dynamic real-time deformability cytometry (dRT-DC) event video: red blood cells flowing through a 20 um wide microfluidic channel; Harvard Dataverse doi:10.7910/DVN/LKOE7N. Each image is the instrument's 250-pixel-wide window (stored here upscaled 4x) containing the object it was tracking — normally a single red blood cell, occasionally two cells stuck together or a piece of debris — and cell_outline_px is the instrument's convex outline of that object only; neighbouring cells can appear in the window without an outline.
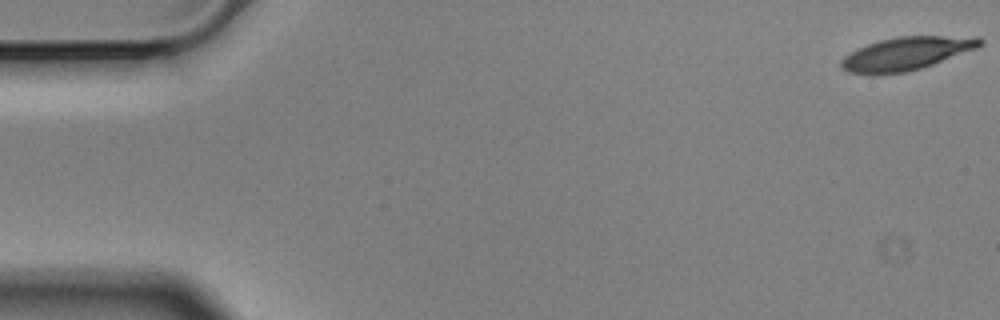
{"species": "Egyptian fruit bat (a non-hibernating species)", "species_latin": "Rousettus aegyptiacus", "temperature_condition": "cold", "stored_images_in_passage": 15, "camera_frame_rate_fps": 3000, "um_per_image_px": 0.085, "animal": {"sex": "male"}, "frame": {"image": 1, "passage_image": 1, "time_ms": 0.0, "image_size_px": [1000, 320], "cell_outline_px": [[984, 44], [976, 48], [932, 64], [920, 68], [904, 72], [876, 76], [872, 76], [848, 72], [840, 68], [840, 60], [844, 56], [856, 48], [880, 40], [896, 36], [980, 36], [984, 40]], "centroid_in_image_um": [76.99, 4.56], "position_along_channel_um": 8.0, "area_um2": 27.17}}
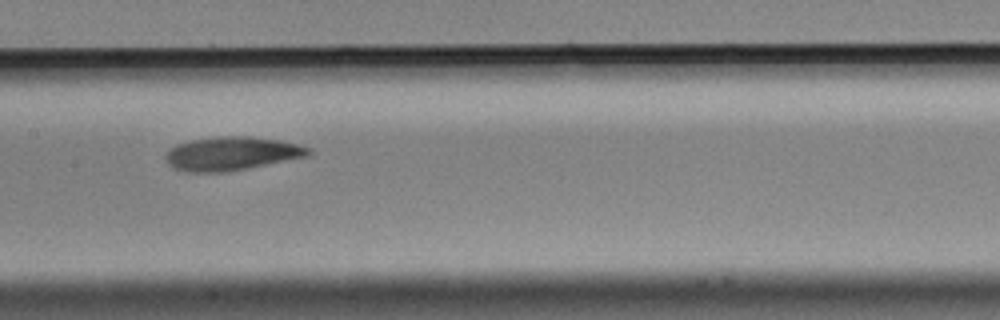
{"frame": {"image": 2, "passage_image": 8, "time_ms": 2.333, "image_size_px": [1000, 320], "cell_outline_px": [[312, 152], [308, 156], [228, 172], [188, 172], [172, 168], [168, 164], [164, 156], [176, 144], [192, 140], [216, 136], [248, 136], [280, 140], [312, 148]], "centroid_in_image_um": [19.69, 13.05], "position_along_channel_um": 187.7, "area_um2": 28.03}}
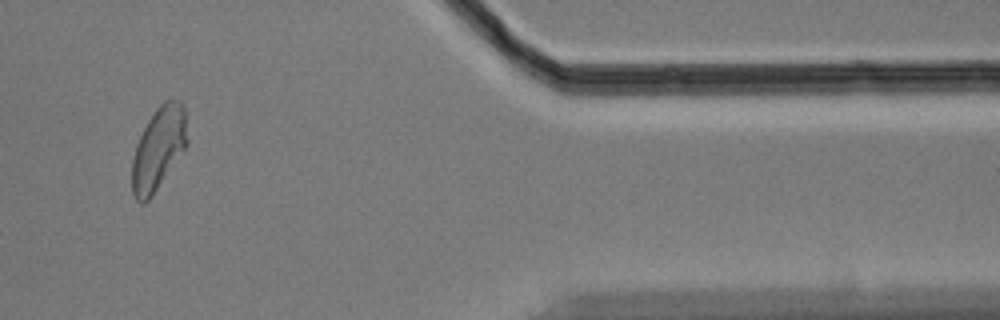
{"frame": {"image": 3, "passage_image": 14, "time_ms": 4.333, "image_size_px": [1000, 320], "cell_outline_px": [[188, 144], [152, 196], [144, 204], [140, 204], [136, 200], [132, 192], [132, 160], [136, 144], [148, 120], [156, 108], [164, 100], [172, 96], [180, 100], [184, 104], [188, 140]], "centroid_in_image_um": [13.49, 12.58], "position_along_channel_um": 397.9, "area_um2": 26.93}}